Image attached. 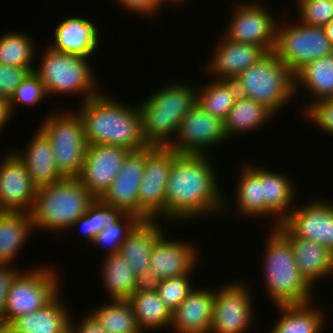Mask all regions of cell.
Wrapping results in <instances>:
<instances>
[{
	"instance_id": "6da1fadb",
	"label": "cell",
	"mask_w": 333,
	"mask_h": 333,
	"mask_svg": "<svg viewBox=\"0 0 333 333\" xmlns=\"http://www.w3.org/2000/svg\"><path fill=\"white\" fill-rule=\"evenodd\" d=\"M209 158L208 154L177 156L170 168L166 186L167 221L196 220L228 210L219 177Z\"/></svg>"
},
{
	"instance_id": "7a4b0ae2",
	"label": "cell",
	"mask_w": 333,
	"mask_h": 333,
	"mask_svg": "<svg viewBox=\"0 0 333 333\" xmlns=\"http://www.w3.org/2000/svg\"><path fill=\"white\" fill-rule=\"evenodd\" d=\"M87 145L108 144L136 151L149 146L137 105L130 107L104 93L80 103Z\"/></svg>"
},
{
	"instance_id": "3957f363",
	"label": "cell",
	"mask_w": 333,
	"mask_h": 333,
	"mask_svg": "<svg viewBox=\"0 0 333 333\" xmlns=\"http://www.w3.org/2000/svg\"><path fill=\"white\" fill-rule=\"evenodd\" d=\"M269 231L262 258L267 296L276 305L312 302L314 288L301 275L290 241L276 227Z\"/></svg>"
},
{
	"instance_id": "277c9868",
	"label": "cell",
	"mask_w": 333,
	"mask_h": 333,
	"mask_svg": "<svg viewBox=\"0 0 333 333\" xmlns=\"http://www.w3.org/2000/svg\"><path fill=\"white\" fill-rule=\"evenodd\" d=\"M190 84L167 83L137 106L149 146L167 147L174 139L183 116L196 104L197 86Z\"/></svg>"
},
{
	"instance_id": "5b68a950",
	"label": "cell",
	"mask_w": 333,
	"mask_h": 333,
	"mask_svg": "<svg viewBox=\"0 0 333 333\" xmlns=\"http://www.w3.org/2000/svg\"><path fill=\"white\" fill-rule=\"evenodd\" d=\"M95 200L78 178L64 177L57 183L39 187L29 212L34 229L66 231Z\"/></svg>"
},
{
	"instance_id": "8992f818",
	"label": "cell",
	"mask_w": 333,
	"mask_h": 333,
	"mask_svg": "<svg viewBox=\"0 0 333 333\" xmlns=\"http://www.w3.org/2000/svg\"><path fill=\"white\" fill-rule=\"evenodd\" d=\"M233 81L240 96L263 104L273 114L296 97L295 74L274 52H268Z\"/></svg>"
},
{
	"instance_id": "52a82bcc",
	"label": "cell",
	"mask_w": 333,
	"mask_h": 333,
	"mask_svg": "<svg viewBox=\"0 0 333 333\" xmlns=\"http://www.w3.org/2000/svg\"><path fill=\"white\" fill-rule=\"evenodd\" d=\"M45 50L34 72L43 82L48 97L56 94H82L84 102L101 93L96 86L88 57L59 52L48 45Z\"/></svg>"
},
{
	"instance_id": "ba28073f",
	"label": "cell",
	"mask_w": 333,
	"mask_h": 333,
	"mask_svg": "<svg viewBox=\"0 0 333 333\" xmlns=\"http://www.w3.org/2000/svg\"><path fill=\"white\" fill-rule=\"evenodd\" d=\"M53 267L20 270L11 281L3 311V325L22 315L37 311L60 292L59 271ZM59 276V277H58Z\"/></svg>"
},
{
	"instance_id": "9c48e42d",
	"label": "cell",
	"mask_w": 333,
	"mask_h": 333,
	"mask_svg": "<svg viewBox=\"0 0 333 333\" xmlns=\"http://www.w3.org/2000/svg\"><path fill=\"white\" fill-rule=\"evenodd\" d=\"M57 113L45 117L39 129L51 144L60 174L66 178H77L88 146L82 118L77 110Z\"/></svg>"
},
{
	"instance_id": "30bf717a",
	"label": "cell",
	"mask_w": 333,
	"mask_h": 333,
	"mask_svg": "<svg viewBox=\"0 0 333 333\" xmlns=\"http://www.w3.org/2000/svg\"><path fill=\"white\" fill-rule=\"evenodd\" d=\"M296 24L287 27L278 24L273 51L294 74L307 63L333 53L323 27Z\"/></svg>"
},
{
	"instance_id": "8fae6325",
	"label": "cell",
	"mask_w": 333,
	"mask_h": 333,
	"mask_svg": "<svg viewBox=\"0 0 333 333\" xmlns=\"http://www.w3.org/2000/svg\"><path fill=\"white\" fill-rule=\"evenodd\" d=\"M178 155L169 147H145V168L138 187V217L142 220H166L168 174Z\"/></svg>"
},
{
	"instance_id": "7c38bea8",
	"label": "cell",
	"mask_w": 333,
	"mask_h": 333,
	"mask_svg": "<svg viewBox=\"0 0 333 333\" xmlns=\"http://www.w3.org/2000/svg\"><path fill=\"white\" fill-rule=\"evenodd\" d=\"M240 1L233 5L230 22L223 33L229 41L262 47L273 52L276 43L278 23L263 2ZM252 2V3H251ZM250 3V4H249Z\"/></svg>"
},
{
	"instance_id": "4fadbf2b",
	"label": "cell",
	"mask_w": 333,
	"mask_h": 333,
	"mask_svg": "<svg viewBox=\"0 0 333 333\" xmlns=\"http://www.w3.org/2000/svg\"><path fill=\"white\" fill-rule=\"evenodd\" d=\"M251 292L246 283L237 280L214 289L210 333H246L251 329V325L254 326L252 321L255 320Z\"/></svg>"
},
{
	"instance_id": "5bb4252c",
	"label": "cell",
	"mask_w": 333,
	"mask_h": 333,
	"mask_svg": "<svg viewBox=\"0 0 333 333\" xmlns=\"http://www.w3.org/2000/svg\"><path fill=\"white\" fill-rule=\"evenodd\" d=\"M228 140L223 121L213 117L195 104L182 118L176 135L167 146L178 154L207 155L209 147Z\"/></svg>"
},
{
	"instance_id": "9a60e30c",
	"label": "cell",
	"mask_w": 333,
	"mask_h": 333,
	"mask_svg": "<svg viewBox=\"0 0 333 333\" xmlns=\"http://www.w3.org/2000/svg\"><path fill=\"white\" fill-rule=\"evenodd\" d=\"M129 152V149L114 145H88L78 180L100 199L117 177Z\"/></svg>"
},
{
	"instance_id": "2e32d148",
	"label": "cell",
	"mask_w": 333,
	"mask_h": 333,
	"mask_svg": "<svg viewBox=\"0 0 333 333\" xmlns=\"http://www.w3.org/2000/svg\"><path fill=\"white\" fill-rule=\"evenodd\" d=\"M282 224L295 236L313 240L333 252V203L315 199L292 208Z\"/></svg>"
},
{
	"instance_id": "e0dca14e",
	"label": "cell",
	"mask_w": 333,
	"mask_h": 333,
	"mask_svg": "<svg viewBox=\"0 0 333 333\" xmlns=\"http://www.w3.org/2000/svg\"><path fill=\"white\" fill-rule=\"evenodd\" d=\"M38 187L12 151L0 161V211L29 213Z\"/></svg>"
},
{
	"instance_id": "ac0fdd59",
	"label": "cell",
	"mask_w": 333,
	"mask_h": 333,
	"mask_svg": "<svg viewBox=\"0 0 333 333\" xmlns=\"http://www.w3.org/2000/svg\"><path fill=\"white\" fill-rule=\"evenodd\" d=\"M145 168V148L130 151L117 177L100 200L111 207L120 208L124 213L138 216V187Z\"/></svg>"
},
{
	"instance_id": "d6986e66",
	"label": "cell",
	"mask_w": 333,
	"mask_h": 333,
	"mask_svg": "<svg viewBox=\"0 0 333 333\" xmlns=\"http://www.w3.org/2000/svg\"><path fill=\"white\" fill-rule=\"evenodd\" d=\"M212 53L213 56L205 64L207 74L210 73L213 79L227 81L236 79L267 54L260 46L229 41L224 36Z\"/></svg>"
},
{
	"instance_id": "ffe728a7",
	"label": "cell",
	"mask_w": 333,
	"mask_h": 333,
	"mask_svg": "<svg viewBox=\"0 0 333 333\" xmlns=\"http://www.w3.org/2000/svg\"><path fill=\"white\" fill-rule=\"evenodd\" d=\"M187 242L163 235L153 247L149 269L162 280L193 272L201 259L199 249Z\"/></svg>"
},
{
	"instance_id": "44dd1931",
	"label": "cell",
	"mask_w": 333,
	"mask_h": 333,
	"mask_svg": "<svg viewBox=\"0 0 333 333\" xmlns=\"http://www.w3.org/2000/svg\"><path fill=\"white\" fill-rule=\"evenodd\" d=\"M214 290L194 288L172 312L175 333H210L213 322Z\"/></svg>"
},
{
	"instance_id": "7402d4cb",
	"label": "cell",
	"mask_w": 333,
	"mask_h": 333,
	"mask_svg": "<svg viewBox=\"0 0 333 333\" xmlns=\"http://www.w3.org/2000/svg\"><path fill=\"white\" fill-rule=\"evenodd\" d=\"M99 30L95 23L87 18H65L56 26L53 43H49V47L63 53L92 57L100 46Z\"/></svg>"
},
{
	"instance_id": "603a6c76",
	"label": "cell",
	"mask_w": 333,
	"mask_h": 333,
	"mask_svg": "<svg viewBox=\"0 0 333 333\" xmlns=\"http://www.w3.org/2000/svg\"><path fill=\"white\" fill-rule=\"evenodd\" d=\"M276 228L290 241L297 267L313 288L319 279L332 275L333 252L313 240L295 237L283 224Z\"/></svg>"
},
{
	"instance_id": "cb8c5ba5",
	"label": "cell",
	"mask_w": 333,
	"mask_h": 333,
	"mask_svg": "<svg viewBox=\"0 0 333 333\" xmlns=\"http://www.w3.org/2000/svg\"><path fill=\"white\" fill-rule=\"evenodd\" d=\"M35 133L25 150L13 152L24 163L32 182L39 188L57 183L64 177L57 169L48 138L39 127Z\"/></svg>"
},
{
	"instance_id": "d4e9b609",
	"label": "cell",
	"mask_w": 333,
	"mask_h": 333,
	"mask_svg": "<svg viewBox=\"0 0 333 333\" xmlns=\"http://www.w3.org/2000/svg\"><path fill=\"white\" fill-rule=\"evenodd\" d=\"M157 219L141 220L121 244L120 255L135 275L149 269L151 252L155 243L164 235Z\"/></svg>"
},
{
	"instance_id": "484cf974",
	"label": "cell",
	"mask_w": 333,
	"mask_h": 333,
	"mask_svg": "<svg viewBox=\"0 0 333 333\" xmlns=\"http://www.w3.org/2000/svg\"><path fill=\"white\" fill-rule=\"evenodd\" d=\"M60 294L61 291L44 307L18 317L9 326L17 333H69L72 314Z\"/></svg>"
},
{
	"instance_id": "4316f807",
	"label": "cell",
	"mask_w": 333,
	"mask_h": 333,
	"mask_svg": "<svg viewBox=\"0 0 333 333\" xmlns=\"http://www.w3.org/2000/svg\"><path fill=\"white\" fill-rule=\"evenodd\" d=\"M280 172L269 171L262 167V197L264 200V217L273 216V227L282 224L289 215L295 200L294 181ZM276 217V218H275Z\"/></svg>"
},
{
	"instance_id": "83f0119b",
	"label": "cell",
	"mask_w": 333,
	"mask_h": 333,
	"mask_svg": "<svg viewBox=\"0 0 333 333\" xmlns=\"http://www.w3.org/2000/svg\"><path fill=\"white\" fill-rule=\"evenodd\" d=\"M34 231L27 212L0 211V265L12 264Z\"/></svg>"
},
{
	"instance_id": "f1b7e54d",
	"label": "cell",
	"mask_w": 333,
	"mask_h": 333,
	"mask_svg": "<svg viewBox=\"0 0 333 333\" xmlns=\"http://www.w3.org/2000/svg\"><path fill=\"white\" fill-rule=\"evenodd\" d=\"M312 302L306 304L275 305L281 312L280 319L268 333H321L325 313ZM315 307V308H314Z\"/></svg>"
},
{
	"instance_id": "f546056e",
	"label": "cell",
	"mask_w": 333,
	"mask_h": 333,
	"mask_svg": "<svg viewBox=\"0 0 333 333\" xmlns=\"http://www.w3.org/2000/svg\"><path fill=\"white\" fill-rule=\"evenodd\" d=\"M300 86L308 90L315 99L303 107L302 113L318 101L333 98V53L302 67L295 74V94H298Z\"/></svg>"
},
{
	"instance_id": "4dcf8cb0",
	"label": "cell",
	"mask_w": 333,
	"mask_h": 333,
	"mask_svg": "<svg viewBox=\"0 0 333 333\" xmlns=\"http://www.w3.org/2000/svg\"><path fill=\"white\" fill-rule=\"evenodd\" d=\"M273 113L263 104L244 96H238L234 106L223 121L224 133L229 140L236 136L259 129L273 117ZM229 137V138H228Z\"/></svg>"
},
{
	"instance_id": "1f68e13d",
	"label": "cell",
	"mask_w": 333,
	"mask_h": 333,
	"mask_svg": "<svg viewBox=\"0 0 333 333\" xmlns=\"http://www.w3.org/2000/svg\"><path fill=\"white\" fill-rule=\"evenodd\" d=\"M127 301L134 312L136 322L142 333L146 330L158 331L170 328L172 312L160 299L157 291L134 292Z\"/></svg>"
},
{
	"instance_id": "d6a6232c",
	"label": "cell",
	"mask_w": 333,
	"mask_h": 333,
	"mask_svg": "<svg viewBox=\"0 0 333 333\" xmlns=\"http://www.w3.org/2000/svg\"><path fill=\"white\" fill-rule=\"evenodd\" d=\"M241 170L240 179L236 182L235 203L238 214L250 218L264 216V200L262 197V167L247 163Z\"/></svg>"
},
{
	"instance_id": "836d02e7",
	"label": "cell",
	"mask_w": 333,
	"mask_h": 333,
	"mask_svg": "<svg viewBox=\"0 0 333 333\" xmlns=\"http://www.w3.org/2000/svg\"><path fill=\"white\" fill-rule=\"evenodd\" d=\"M103 259L101 280L109 299L127 300L135 292L137 276L120 253H105Z\"/></svg>"
},
{
	"instance_id": "e575fe53",
	"label": "cell",
	"mask_w": 333,
	"mask_h": 333,
	"mask_svg": "<svg viewBox=\"0 0 333 333\" xmlns=\"http://www.w3.org/2000/svg\"><path fill=\"white\" fill-rule=\"evenodd\" d=\"M239 92L234 81L212 80L196 88V104L209 115L224 121Z\"/></svg>"
},
{
	"instance_id": "d590c367",
	"label": "cell",
	"mask_w": 333,
	"mask_h": 333,
	"mask_svg": "<svg viewBox=\"0 0 333 333\" xmlns=\"http://www.w3.org/2000/svg\"><path fill=\"white\" fill-rule=\"evenodd\" d=\"M106 333H142L130 303L110 300L89 313Z\"/></svg>"
},
{
	"instance_id": "8d00e7d4",
	"label": "cell",
	"mask_w": 333,
	"mask_h": 333,
	"mask_svg": "<svg viewBox=\"0 0 333 333\" xmlns=\"http://www.w3.org/2000/svg\"><path fill=\"white\" fill-rule=\"evenodd\" d=\"M28 34L20 32H7L0 36V64L13 67L30 68L34 71L32 63L37 55L36 43Z\"/></svg>"
},
{
	"instance_id": "74e56055",
	"label": "cell",
	"mask_w": 333,
	"mask_h": 333,
	"mask_svg": "<svg viewBox=\"0 0 333 333\" xmlns=\"http://www.w3.org/2000/svg\"><path fill=\"white\" fill-rule=\"evenodd\" d=\"M141 220L137 215L124 213L117 221H105L104 229L94 237L91 244L108 247L107 254L117 253L121 244Z\"/></svg>"
},
{
	"instance_id": "f35d334b",
	"label": "cell",
	"mask_w": 333,
	"mask_h": 333,
	"mask_svg": "<svg viewBox=\"0 0 333 333\" xmlns=\"http://www.w3.org/2000/svg\"><path fill=\"white\" fill-rule=\"evenodd\" d=\"M123 214L120 208L108 206L96 199L88 211L74 222L72 228L81 226L82 236L91 244L94 237L104 229L105 221H117Z\"/></svg>"
},
{
	"instance_id": "ab89813d",
	"label": "cell",
	"mask_w": 333,
	"mask_h": 333,
	"mask_svg": "<svg viewBox=\"0 0 333 333\" xmlns=\"http://www.w3.org/2000/svg\"><path fill=\"white\" fill-rule=\"evenodd\" d=\"M46 97H48V95L43 82L34 71H31L16 88L13 96L7 102L9 114L10 116L11 114L13 115L15 105L17 107V104L35 106Z\"/></svg>"
},
{
	"instance_id": "60d3db41",
	"label": "cell",
	"mask_w": 333,
	"mask_h": 333,
	"mask_svg": "<svg viewBox=\"0 0 333 333\" xmlns=\"http://www.w3.org/2000/svg\"><path fill=\"white\" fill-rule=\"evenodd\" d=\"M300 23L324 27L333 18V0H297Z\"/></svg>"
},
{
	"instance_id": "b9f144b4",
	"label": "cell",
	"mask_w": 333,
	"mask_h": 333,
	"mask_svg": "<svg viewBox=\"0 0 333 333\" xmlns=\"http://www.w3.org/2000/svg\"><path fill=\"white\" fill-rule=\"evenodd\" d=\"M192 273L183 274L182 276L172 277L161 281L158 289L160 299L165 303L167 308L173 312L179 307L182 301L191 293L195 288L190 283L189 277Z\"/></svg>"
},
{
	"instance_id": "7bdbcfd3",
	"label": "cell",
	"mask_w": 333,
	"mask_h": 333,
	"mask_svg": "<svg viewBox=\"0 0 333 333\" xmlns=\"http://www.w3.org/2000/svg\"><path fill=\"white\" fill-rule=\"evenodd\" d=\"M31 71L30 68L0 64V98L8 102Z\"/></svg>"
},
{
	"instance_id": "ee69618b",
	"label": "cell",
	"mask_w": 333,
	"mask_h": 333,
	"mask_svg": "<svg viewBox=\"0 0 333 333\" xmlns=\"http://www.w3.org/2000/svg\"><path fill=\"white\" fill-rule=\"evenodd\" d=\"M304 114L307 116L306 119L311 120L319 130L333 135V98L318 101Z\"/></svg>"
},
{
	"instance_id": "f6af8a7d",
	"label": "cell",
	"mask_w": 333,
	"mask_h": 333,
	"mask_svg": "<svg viewBox=\"0 0 333 333\" xmlns=\"http://www.w3.org/2000/svg\"><path fill=\"white\" fill-rule=\"evenodd\" d=\"M116 3L126 10H130L131 13L143 14L148 17L157 16L160 12V9L163 8V5H167L166 0H115Z\"/></svg>"
},
{
	"instance_id": "bcb514c9",
	"label": "cell",
	"mask_w": 333,
	"mask_h": 333,
	"mask_svg": "<svg viewBox=\"0 0 333 333\" xmlns=\"http://www.w3.org/2000/svg\"><path fill=\"white\" fill-rule=\"evenodd\" d=\"M20 269L8 265H0V324L3 325V311L11 281Z\"/></svg>"
},
{
	"instance_id": "7dc6e473",
	"label": "cell",
	"mask_w": 333,
	"mask_h": 333,
	"mask_svg": "<svg viewBox=\"0 0 333 333\" xmlns=\"http://www.w3.org/2000/svg\"><path fill=\"white\" fill-rule=\"evenodd\" d=\"M161 281L151 269H147L136 277L135 292L158 291Z\"/></svg>"
},
{
	"instance_id": "c3c4849f",
	"label": "cell",
	"mask_w": 333,
	"mask_h": 333,
	"mask_svg": "<svg viewBox=\"0 0 333 333\" xmlns=\"http://www.w3.org/2000/svg\"><path fill=\"white\" fill-rule=\"evenodd\" d=\"M80 323L74 324L73 319L69 320V333H106L96 320L88 313L87 316H83Z\"/></svg>"
},
{
	"instance_id": "681fc988",
	"label": "cell",
	"mask_w": 333,
	"mask_h": 333,
	"mask_svg": "<svg viewBox=\"0 0 333 333\" xmlns=\"http://www.w3.org/2000/svg\"><path fill=\"white\" fill-rule=\"evenodd\" d=\"M10 117L7 101L0 98V132L7 121H9Z\"/></svg>"
},
{
	"instance_id": "f907efd6",
	"label": "cell",
	"mask_w": 333,
	"mask_h": 333,
	"mask_svg": "<svg viewBox=\"0 0 333 333\" xmlns=\"http://www.w3.org/2000/svg\"><path fill=\"white\" fill-rule=\"evenodd\" d=\"M325 34L333 46V18L323 27Z\"/></svg>"
},
{
	"instance_id": "816d5d0a",
	"label": "cell",
	"mask_w": 333,
	"mask_h": 333,
	"mask_svg": "<svg viewBox=\"0 0 333 333\" xmlns=\"http://www.w3.org/2000/svg\"><path fill=\"white\" fill-rule=\"evenodd\" d=\"M0 333H17V332L9 325L0 324Z\"/></svg>"
},
{
	"instance_id": "f5cc1de1",
	"label": "cell",
	"mask_w": 333,
	"mask_h": 333,
	"mask_svg": "<svg viewBox=\"0 0 333 333\" xmlns=\"http://www.w3.org/2000/svg\"><path fill=\"white\" fill-rule=\"evenodd\" d=\"M167 2H168V5H170V3H171V5H173V4H182V2L184 1V0H166ZM186 1V0H185Z\"/></svg>"
}]
</instances>
